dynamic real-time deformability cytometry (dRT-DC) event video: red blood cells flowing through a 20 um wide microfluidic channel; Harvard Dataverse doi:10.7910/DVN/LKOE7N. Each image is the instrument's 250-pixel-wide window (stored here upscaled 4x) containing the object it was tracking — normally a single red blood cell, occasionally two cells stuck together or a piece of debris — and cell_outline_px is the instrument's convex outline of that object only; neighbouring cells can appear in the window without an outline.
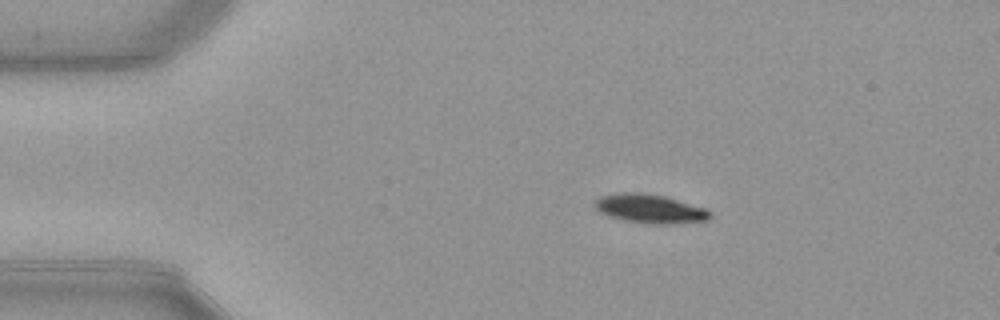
{"species": "common noctule bat (a hibernating species)", "species_latin": "Nyctalus noctula", "temperature_condition": "warm", "stored_images_in_passage": 43, "camera_frame_rate_fps": 3000, "um_per_image_px": 0.085, "animal": {"sex": "female", "body_mass_g": 21.9}, "frame": {"image": 1, "passage_image": 1, "time_ms": 0.0, "image_size_px": [1000, 320], "cell_outline_px": [[712, 216], [708, 220], [672, 224], [644, 224], [624, 220], [608, 216], [600, 212], [596, 208], [596, 200], [600, 196], [620, 192], [640, 192], [664, 196], [704, 208], [712, 212]], "centroid_in_image_um": [55.25, 17.75], "position_along_channel_um": 29.8, "area_um2": 19.42}}
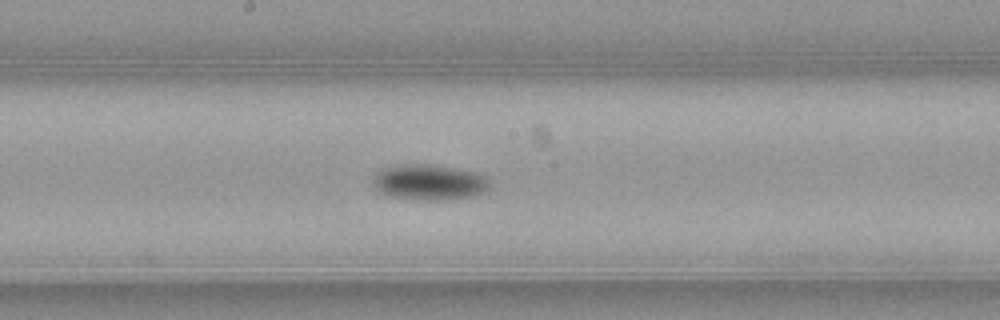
{"frame": {"image": 2, "passage_image": 19, "time_ms": 6.0, "image_size_px": [1000, 320], "cell_outline_px": [[492, 180], [488, 188], [484, 192], [472, 196], [444, 200], [424, 200], [392, 196], [380, 192], [372, 184], [372, 176], [384, 168], [396, 164], [428, 164], [476, 172], [488, 176]], "centroid_in_image_um": [36.5, 15.48], "position_along_channel_um": 211.7, "area_um2": 24.33}}
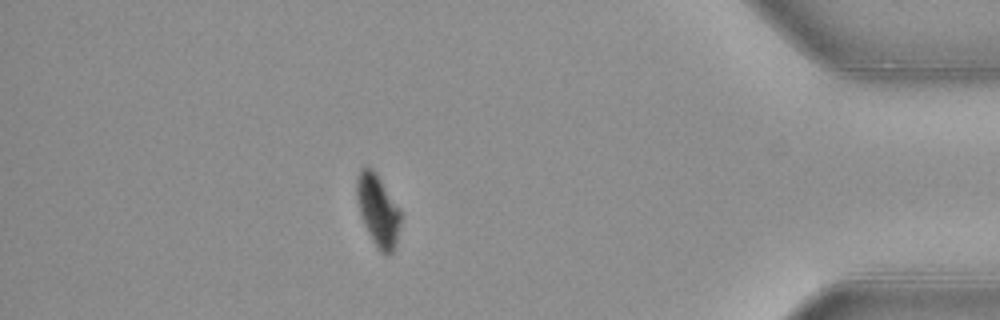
{"frame": {"image": 3, "passage_image": 37, "time_ms": 12.0, "image_size_px": [1000, 320], "cell_outline_px": [[400, 224], [396, 244], [392, 252], [388, 256], [384, 256], [380, 252], [372, 240], [360, 216], [356, 196], [356, 176], [360, 168], [372, 168], [376, 172], [400, 208]], "centroid_in_image_um": [32.11, 17.88], "position_along_channel_um": 403.1, "area_um2": 18.55}, "authors_computed_cell_mechanics": {"area_um2": 21.7328, "velocity_mm_per_s": 3.9578, "shape_relaxation_time_tau1_ms": 2.5504, "shape_relaxation_time_tau2_ms": null, "deformation_change_tau1": 0.1269, "deformation_change_tau2": null}}